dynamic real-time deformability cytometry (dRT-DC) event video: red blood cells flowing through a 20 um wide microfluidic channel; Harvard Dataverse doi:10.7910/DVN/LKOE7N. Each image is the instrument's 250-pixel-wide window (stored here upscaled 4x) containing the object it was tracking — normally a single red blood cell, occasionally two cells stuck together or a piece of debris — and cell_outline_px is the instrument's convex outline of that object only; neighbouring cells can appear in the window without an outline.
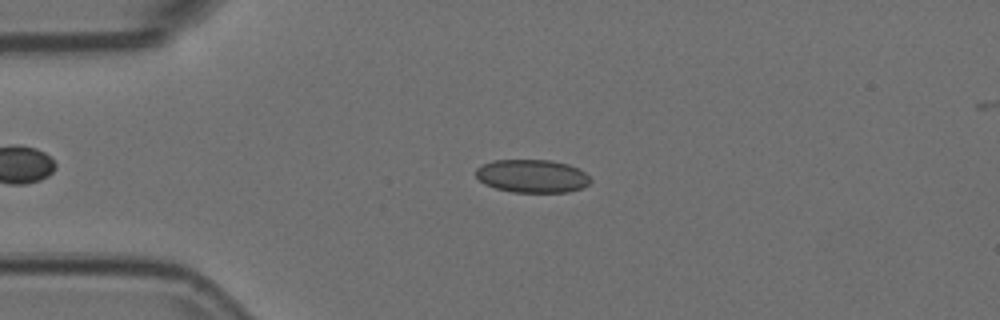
{"species": "Egyptian fruit bat (a non-hibernating species)", "species_latin": "Rousettus aegyptiacus", "temperature_condition": "room temperature", "stored_images_in_passage": 47, "camera_frame_rate_fps": 3000, "um_per_image_px": 0.085, "animal": {"sex": "female"}, "frame": {"image": 1, "passage_image": 10, "time_ms": 3.0, "image_size_px": [1000, 320], "cell_outline_px": [[592, 180], [588, 184], [580, 188], [568, 192], [512, 192], [496, 188], [484, 184], [476, 176], [476, 168], [480, 164], [492, 160], [552, 160], [568, 164], [584, 172]], "centroid_in_image_um": [45.19, 14.96], "position_along_channel_um": 39.8, "area_um2": 22.14}}
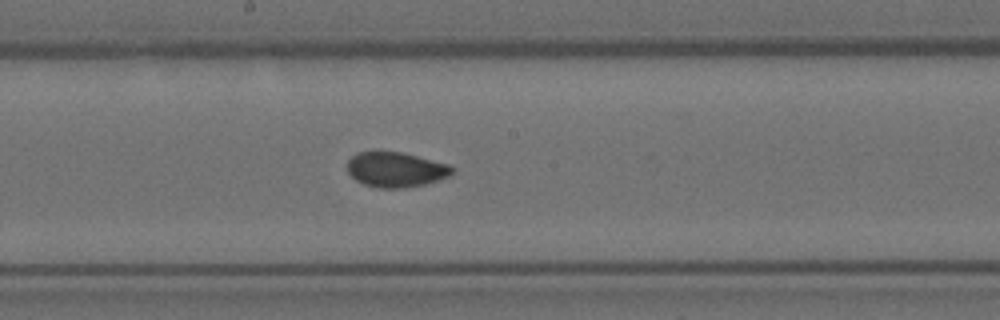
{"frame": {"image": 2, "passage_image": 26, "time_ms": 8.333, "image_size_px": [1000, 320], "cell_outline_px": [[456, 168], [448, 176], [424, 184], [404, 188], [376, 188], [364, 184], [356, 180], [348, 172], [348, 160], [356, 152], [400, 152], [448, 164]], "centroid_in_image_um": [33.62, 14.42], "position_along_channel_um": 214.6, "area_um2": 21.15}}
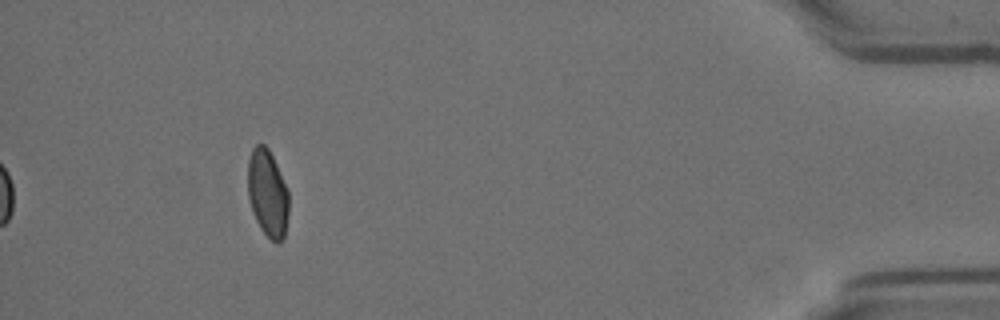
{"frame": {"image": 3, "passage_image": 47, "time_ms": 15.333, "image_size_px": [1000, 320], "cell_outline_px": [[288, 216], [284, 240], [280, 244], [276, 244], [260, 228], [252, 212], [248, 196], [248, 160], [252, 148], [256, 144], [264, 144], [268, 148], [288, 188]], "centroid_in_image_um": [22.75, 16.45], "position_along_channel_um": 412.4, "area_um2": 21.04}, "authors_computed_cell_mechanics": {"area_um2": 21.7328, "velocity_mm_per_s": 3.7471, "shape_relaxation_time_tau1_ms": 10.3889, "shape_relaxation_time_tau2_ms": 1.3921, "deformation_change_tau1": 0.1478, "deformation_change_tau2": 0.0442}}